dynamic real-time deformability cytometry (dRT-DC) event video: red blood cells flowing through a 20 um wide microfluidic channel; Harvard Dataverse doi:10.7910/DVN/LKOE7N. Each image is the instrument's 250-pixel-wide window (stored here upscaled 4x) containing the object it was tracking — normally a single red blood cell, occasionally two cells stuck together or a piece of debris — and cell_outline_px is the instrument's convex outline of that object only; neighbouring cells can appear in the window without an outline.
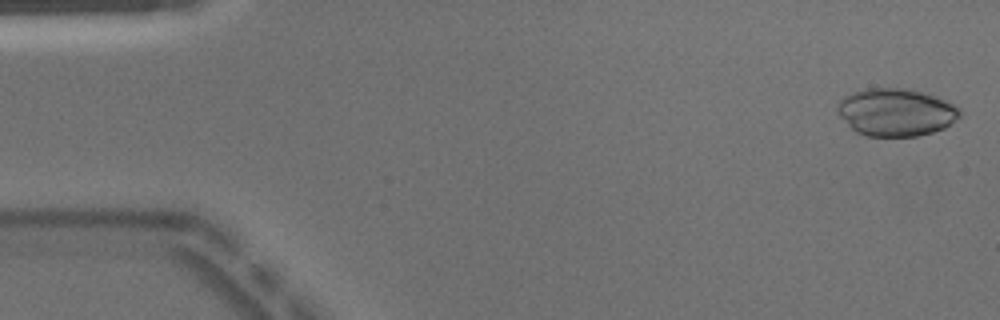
{"species": "Egyptian fruit bat (a non-hibernating species)", "species_latin": "Rousettus aegyptiacus", "temperature_condition": "warm", "stored_images_in_passage": 49, "camera_frame_rate_fps": 3000, "um_per_image_px": 0.085, "animal": {"sex": "male"}, "frame": {"image": 1, "passage_image": 1, "time_ms": 0.0, "image_size_px": [1000, 320], "cell_outline_px": [[960, 116], [944, 128], [932, 132], [916, 136], [864, 136], [856, 132], [836, 112], [836, 104], [844, 96], [868, 88], [904, 88], [936, 96], [960, 108]], "centroid_in_image_um": [76.13, 9.54], "position_along_channel_um": 8.9, "area_um2": 33.76}}
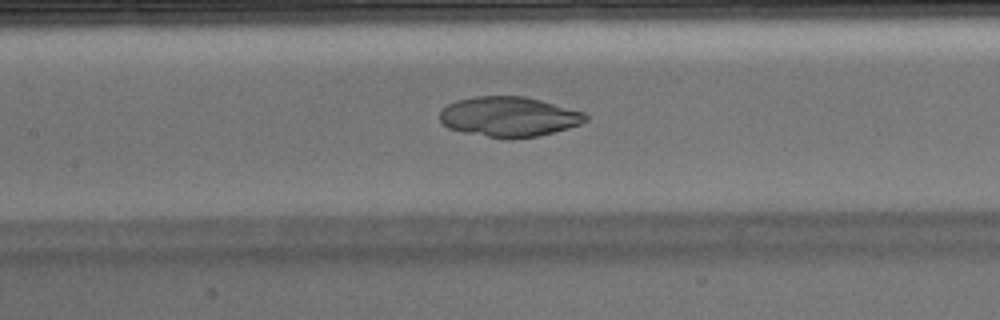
{"frame": {"image": 2, "passage_image": 22, "time_ms": 7.0, "image_size_px": [1000, 320], "cell_outline_px": [[588, 120], [580, 124], [568, 128], [536, 136], [512, 140], [508, 140], [464, 132], [448, 128], [440, 120], [440, 112], [448, 104], [456, 100], [476, 96], [524, 96], [540, 100], [584, 112], [588, 116]], "centroid_in_image_um": [43.26, 9.93], "position_along_channel_um": 164.1, "area_um2": 33.99}}
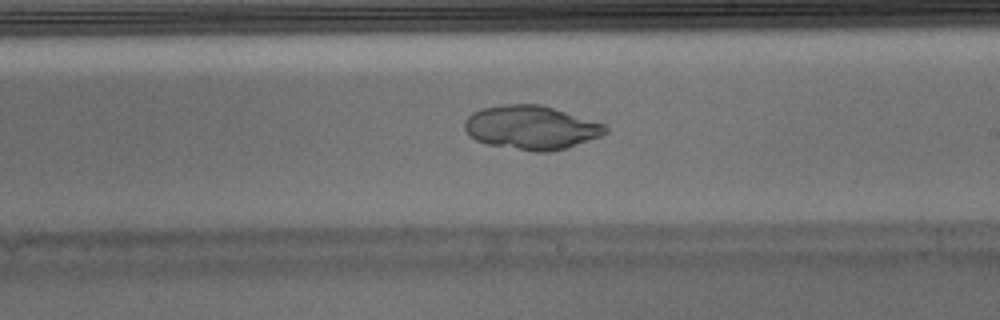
{"frame": {"image": 3, "passage_image": 28, "time_ms": 9.0, "image_size_px": [1000, 320], "cell_outline_px": [[608, 132], [600, 136], [568, 148], [548, 152], [536, 152], [488, 144], [476, 140], [464, 128], [464, 120], [472, 112], [480, 108], [504, 104], [540, 104], [604, 124], [608, 128]], "centroid_in_image_um": [45.14, 10.84], "position_along_channel_um": 243.9, "area_um2": 35.84}}